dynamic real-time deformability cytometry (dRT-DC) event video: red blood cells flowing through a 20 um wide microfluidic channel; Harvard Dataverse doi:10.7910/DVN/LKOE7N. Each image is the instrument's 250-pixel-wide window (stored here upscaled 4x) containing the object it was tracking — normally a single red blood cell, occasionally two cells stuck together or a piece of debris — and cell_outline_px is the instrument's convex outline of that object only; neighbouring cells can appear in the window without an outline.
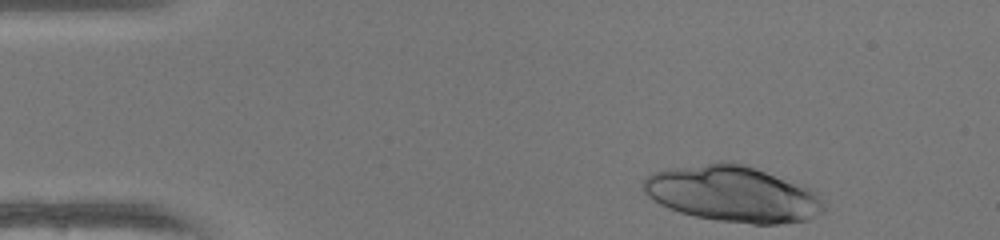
{"species": "human", "species_latin": "Homo sapiens", "temperature_condition": "warm", "stored_images_in_passage": 13, "camera_frame_rate_fps": 3000, "um_per_image_px": 0.085, "donor": {"sex": "female"}, "frame": {"image": 1, "passage_image": 1, "time_ms": 0.0, "image_size_px": [1000, 240], "cell_outline_px": [[824, 212], [808, 220], [776, 224], [752, 224], [716, 220], [696, 216], [680, 212], [668, 208], [652, 200], [640, 188], [644, 180], [648, 176], [656, 172], [668, 168], [720, 160], [732, 160], [744, 164], [812, 188], [820, 192], [824, 204]], "centroid_in_image_um": [62.31, 16.47], "position_along_channel_um": 22.7, "area_um2": 59.77}}